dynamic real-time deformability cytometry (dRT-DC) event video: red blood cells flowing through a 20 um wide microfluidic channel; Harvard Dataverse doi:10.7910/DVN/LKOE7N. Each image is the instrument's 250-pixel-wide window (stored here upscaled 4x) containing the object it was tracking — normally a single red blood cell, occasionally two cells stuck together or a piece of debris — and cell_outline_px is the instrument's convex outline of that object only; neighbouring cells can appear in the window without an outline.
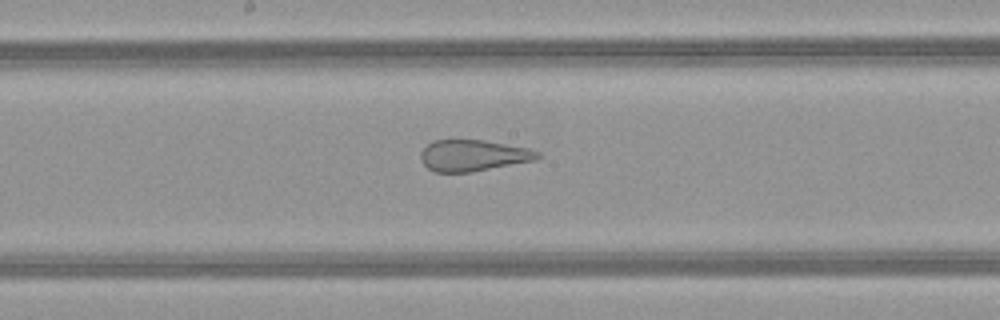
{"species": "common noctule bat (a hibernating species)", "species_latin": "Nyctalus noctula", "temperature_condition": "warm", "stored_images_in_passage": 32, "camera_frame_rate_fps": 3000, "um_per_image_px": 0.085, "animal": {"sex": "female", "body_mass_g": 21.9}, "frame": {"image": 1, "passage_image": 19, "time_ms": 6.0, "image_size_px": [1000, 320], "cell_outline_px": [[540, 156], [532, 160], [472, 172], [436, 172], [428, 168], [420, 160], [420, 152], [432, 140], [484, 140], [528, 148], [540, 152]], "centroid_in_image_um": [40.17, 13.21], "position_along_channel_um": 208.0, "area_um2": 21.1}}
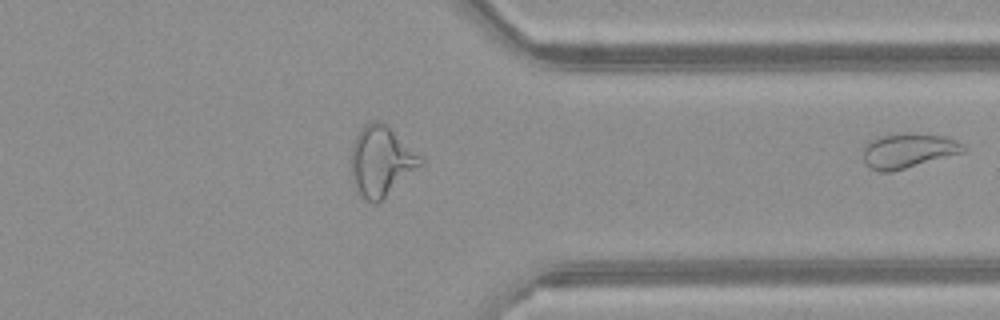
{"frame": {"image": 2, "passage_image": 32, "time_ms": 10.333, "image_size_px": [1000, 320], "cell_outline_px": [[968, 148], [964, 152], [892, 172], [880, 172], [868, 168], [864, 164], [864, 148], [872, 140], [884, 136], [908, 132], [912, 132], [944, 136], [956, 140], [964, 144]], "centroid_in_image_um": [77.23, 12.82], "position_along_channel_um": 334.2, "area_um2": 20.35}}